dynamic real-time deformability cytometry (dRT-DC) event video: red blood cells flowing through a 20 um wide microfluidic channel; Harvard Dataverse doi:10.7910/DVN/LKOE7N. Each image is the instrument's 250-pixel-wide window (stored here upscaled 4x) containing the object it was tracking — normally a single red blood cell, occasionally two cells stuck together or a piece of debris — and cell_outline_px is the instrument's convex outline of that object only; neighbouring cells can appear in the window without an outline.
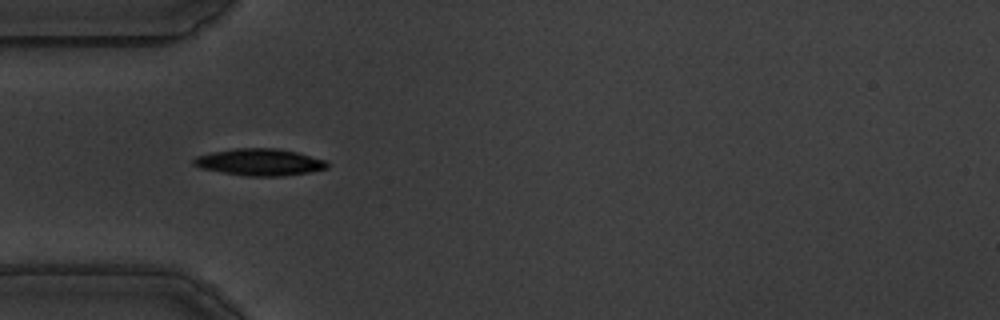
{"species": "common noctule bat (a hibernating species)", "species_latin": "Nyctalus noctula", "temperature_condition": "warm", "stored_images_in_passage": 39, "camera_frame_rate_fps": 3000, "um_per_image_px": 0.085, "animal": {"sex": "male", "body_mass_g": 19.5, "forearm_length_mm": 54.6}, "frame": {"image": 1, "passage_image": 17, "time_ms": 5.333, "image_size_px": [1000, 320], "cell_outline_px": [[328, 168], [308, 172], [280, 176], [248, 176], [200, 168], [192, 164], [192, 160], [196, 156], [212, 152], [236, 148], [276, 148], [296, 152], [324, 160], [328, 164]], "centroid_in_image_um": [22.03, 13.77], "position_along_channel_um": 63.0, "area_um2": 20.63}}
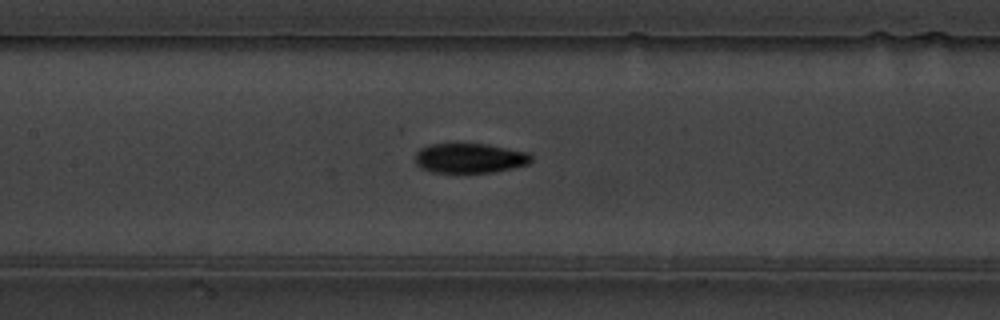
{"frame": {"image": 2, "passage_image": 26, "time_ms": 8.333, "image_size_px": [1000, 320], "cell_outline_px": [[532, 160], [528, 164], [512, 168], [492, 172], [432, 172], [420, 168], [416, 164], [416, 152], [420, 148], [428, 144], [488, 144], [528, 152], [532, 156]], "centroid_in_image_um": [39.92, 13.43], "position_along_channel_um": 167.5, "area_um2": 20.11}}
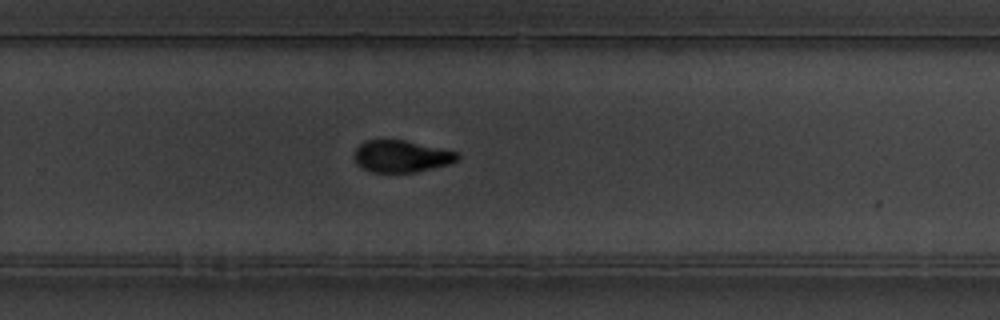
{"frame": {"image": 3, "passage_image": 37, "time_ms": 12.0, "image_size_px": [1000, 320], "cell_outline_px": [[460, 160], [448, 164], [416, 172], [372, 172], [356, 164], [352, 156], [356, 148], [364, 140], [404, 140], [460, 152]], "centroid_in_image_um": [34.12, 13.28], "position_along_channel_um": 295.7, "area_um2": 19.36}}